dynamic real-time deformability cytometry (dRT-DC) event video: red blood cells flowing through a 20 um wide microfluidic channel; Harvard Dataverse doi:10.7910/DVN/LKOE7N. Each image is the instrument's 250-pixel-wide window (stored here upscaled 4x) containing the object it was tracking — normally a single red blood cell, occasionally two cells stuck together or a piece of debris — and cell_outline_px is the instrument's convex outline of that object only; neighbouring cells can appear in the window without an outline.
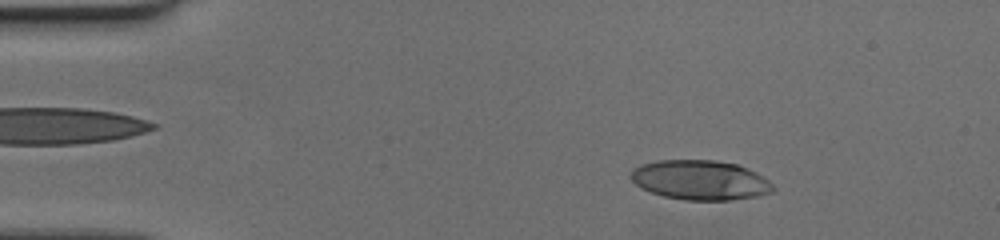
{"species": "human", "species_latin": "Homo sapiens", "temperature_condition": "cold", "stored_images_in_passage": 51, "camera_frame_rate_fps": 3000, "um_per_image_px": 0.085, "donor": {"sex": "female"}, "frame": {"image": 1, "passage_image": 2, "time_ms": 0.333, "image_size_px": [1000, 240], "cell_outline_px": [[776, 188], [772, 192], [756, 196], [728, 200], [684, 200], [664, 196], [640, 188], [628, 176], [632, 168], [640, 164], [656, 160], [716, 160], [736, 164], [756, 172], [764, 176]], "centroid_in_image_um": [59.49, 15.3], "position_along_channel_um": 25.5, "area_um2": 33.06}}
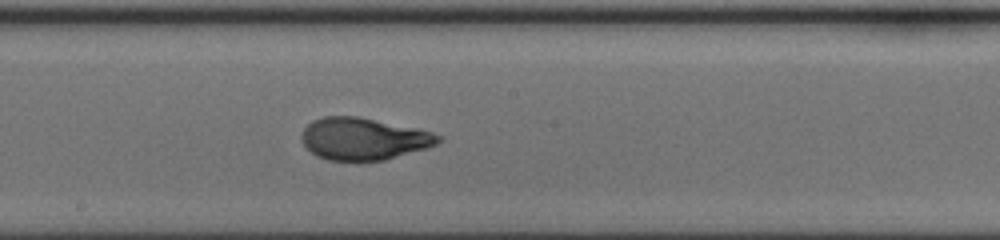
{"frame": {"image": 2, "passage_image": 25, "time_ms": 8.0, "image_size_px": [1000, 240], "cell_outline_px": [[444, 140], [428, 148], [384, 160], [356, 164], [328, 160], [316, 156], [304, 144], [300, 136], [304, 128], [312, 120], [324, 116], [360, 116], [420, 128], [444, 136]], "centroid_in_image_um": [30.94, 11.82], "position_along_channel_um": 217.3, "area_um2": 34.74}}
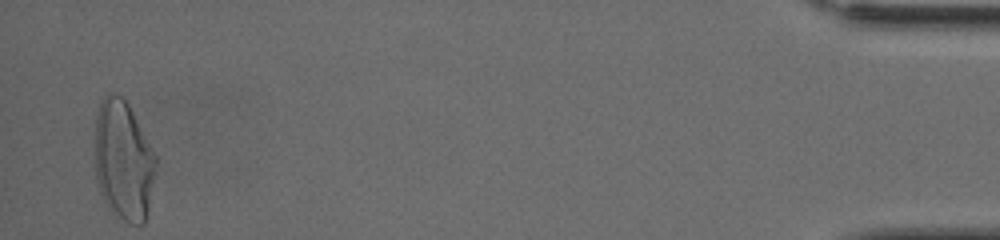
{"frame": {"image": 3, "passage_image": 50, "time_ms": 16.333, "image_size_px": [1000, 240], "cell_outline_px": [[156, 168], [148, 208], [144, 224], [128, 224], [116, 220], [112, 216], [100, 192], [96, 180], [96, 116], [100, 100], [108, 92], [116, 92], [128, 104], [156, 156]], "centroid_in_image_um": [10.48, 13.69], "position_along_channel_um": 424.7, "area_um2": 42.83}}